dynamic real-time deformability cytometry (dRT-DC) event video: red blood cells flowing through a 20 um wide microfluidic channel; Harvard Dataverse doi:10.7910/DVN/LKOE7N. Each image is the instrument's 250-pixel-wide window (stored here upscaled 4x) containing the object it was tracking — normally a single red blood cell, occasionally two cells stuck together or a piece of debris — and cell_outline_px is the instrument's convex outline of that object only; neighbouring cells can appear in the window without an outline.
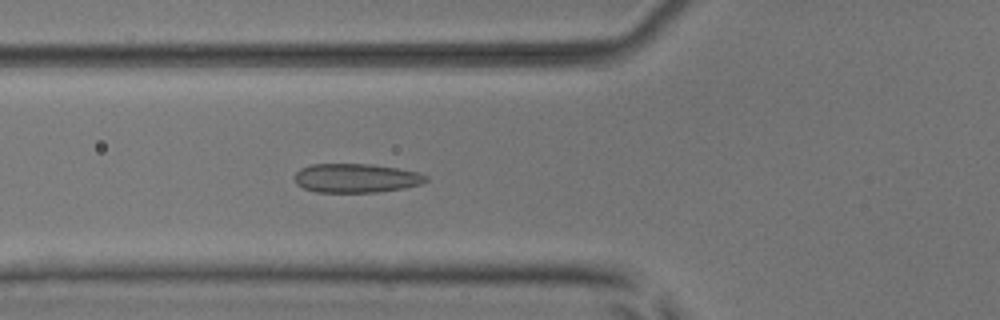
{"species": "common noctule bat (a hibernating species)", "species_latin": "Nyctalus noctula", "temperature_condition": "room temperature", "stored_images_in_passage": 6, "camera_frame_rate_fps": 3000, "um_per_image_px": 0.085, "animal": {"sex": "male", "body_mass_g": 17.9, "forearm_length_mm": 54.2}, "frame": {"image": 1, "passage_image": 6, "time_ms": 5.667, "image_size_px": [1000, 320], "cell_outline_px": [[428, 180], [424, 184], [404, 188], [376, 192], [316, 192], [304, 188], [296, 184], [296, 172], [300, 168], [312, 164], [372, 164], [420, 172], [428, 176]], "centroid_in_image_um": [30.31, 15.14], "position_along_channel_um": 95.5, "area_um2": 22.31}}